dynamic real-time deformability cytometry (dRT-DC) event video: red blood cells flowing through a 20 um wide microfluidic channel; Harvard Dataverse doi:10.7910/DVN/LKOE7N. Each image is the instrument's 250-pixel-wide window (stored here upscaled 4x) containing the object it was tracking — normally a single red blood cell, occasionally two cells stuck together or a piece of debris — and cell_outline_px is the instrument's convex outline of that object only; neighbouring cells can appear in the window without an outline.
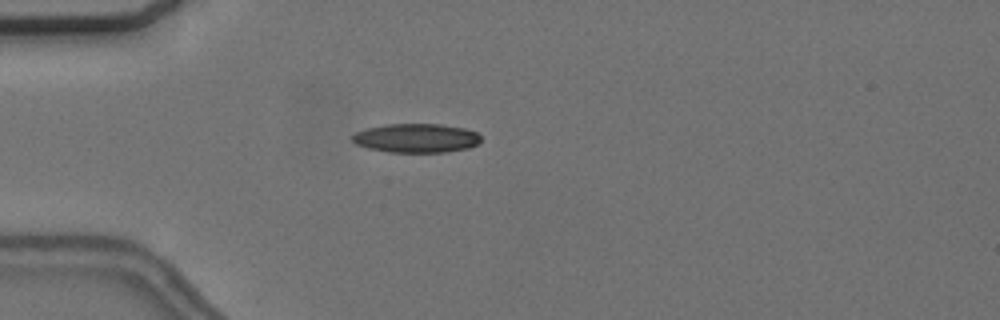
{"species": "common noctule bat (a hibernating species)", "species_latin": "Nyctalus noctula", "temperature_condition": "cold", "stored_images_in_passage": 7, "camera_frame_rate_fps": 3000, "um_per_image_px": 0.085, "animal": {"sex": "female", "body_mass_g": 24.6, "forearm_length_mm": 56.2}, "frame": {"image": 1, "passage_image": 4, "time_ms": 4.667, "image_size_px": [1000, 320], "cell_outline_px": [[480, 140], [476, 144], [468, 148], [448, 152], [388, 152], [368, 148], [356, 144], [352, 140], [352, 136], [356, 132], [368, 128], [384, 124], [440, 124], [464, 128], [476, 132], [480, 136]], "centroid_in_image_um": [35.37, 11.74], "position_along_channel_um": 49.6, "area_um2": 21.68}}